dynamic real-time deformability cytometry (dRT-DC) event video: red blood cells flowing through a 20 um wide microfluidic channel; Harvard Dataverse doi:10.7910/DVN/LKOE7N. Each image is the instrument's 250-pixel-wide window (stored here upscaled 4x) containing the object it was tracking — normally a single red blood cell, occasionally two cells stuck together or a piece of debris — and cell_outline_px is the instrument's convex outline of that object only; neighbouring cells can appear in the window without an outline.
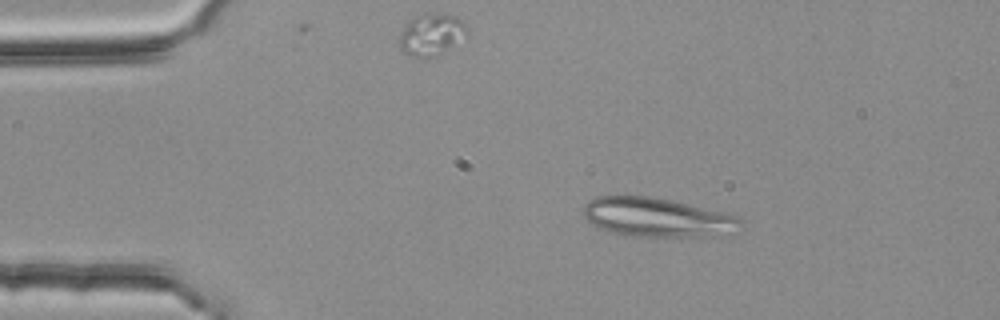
{"species": "common noctule bat (a hibernating species)", "species_latin": "Nyctalus noctula", "temperature_condition": "room temperature", "stored_images_in_passage": 46, "segment_of_instrument_passage": [1, 2], "camera_frame_rate_fps": 3000, "um_per_image_px": 0.085, "animal": {"sex": "female", "body_mass_g": 25.1}, "frame": {"image": 1, "passage_image": 1, "time_ms": 0.0, "image_size_px": [1000, 320], "cell_outline_px": [[740, 220], [736, 232], [712, 236], [636, 236], [612, 232], [600, 228], [592, 224], [584, 216], [584, 204], [588, 200], [596, 196], [648, 196], [672, 200], [724, 212], [736, 216]], "centroid_in_image_um": [55.83, 18.46], "position_along_channel_um": 29.2, "area_um2": 35.49}}